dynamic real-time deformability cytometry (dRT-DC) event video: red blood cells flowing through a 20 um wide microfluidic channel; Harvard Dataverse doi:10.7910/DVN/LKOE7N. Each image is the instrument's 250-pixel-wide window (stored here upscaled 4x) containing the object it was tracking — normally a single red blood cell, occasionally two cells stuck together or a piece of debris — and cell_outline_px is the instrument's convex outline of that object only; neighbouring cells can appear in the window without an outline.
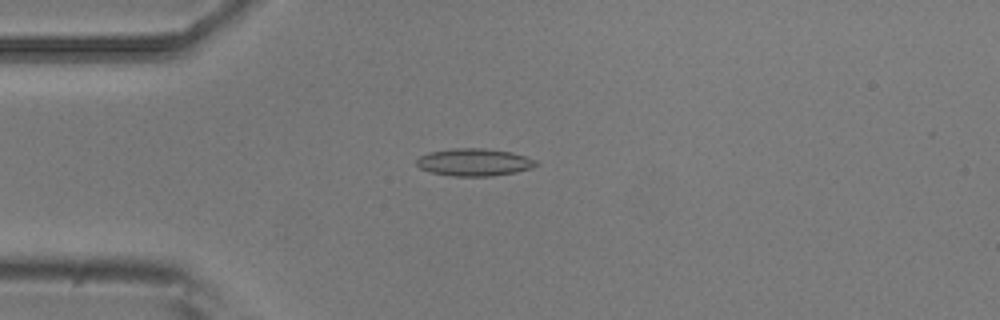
{"species": "common noctule bat (a hibernating species)", "species_latin": "Nyctalus noctula", "temperature_condition": "room temperature", "stored_images_in_passage": 6, "camera_frame_rate_fps": 3000, "um_per_image_px": 0.085, "animal": {"sex": "male", "body_mass_g": 20.5, "forearm_length_mm": 52.5}, "frame": {"image": 1, "passage_image": 3, "time_ms": 0.667, "image_size_px": [1000, 320], "cell_outline_px": [[540, 164], [532, 168], [516, 172], [492, 176], [452, 176], [432, 172], [420, 168], [416, 164], [416, 160], [420, 156], [432, 152], [452, 148], [484, 148], [512, 152], [536, 160]], "centroid_in_image_um": [40.34, 13.79], "position_along_channel_um": 44.7, "area_um2": 19.07}}
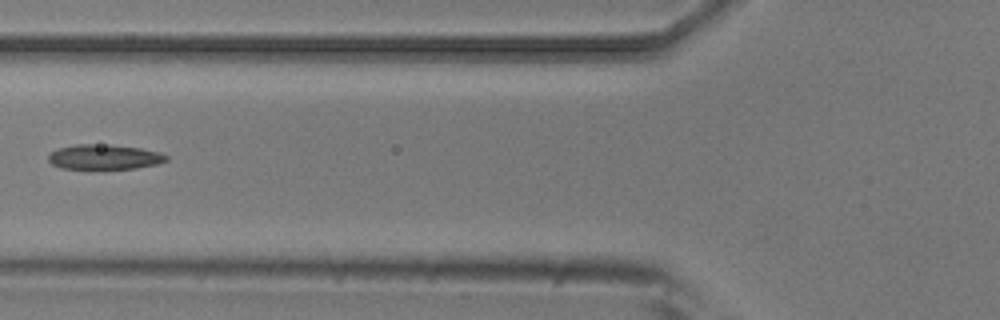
{"frame": {"image": 2, "passage_image": 5, "time_ms": 1.333, "image_size_px": [1000, 320], "cell_outline_px": [[168, 160], [156, 164], [136, 168], [60, 168], [52, 164], [48, 160], [48, 156], [56, 148], [76, 144], [92, 144], [140, 148], [160, 152], [168, 156]], "centroid_in_image_um": [8.85, 13.34], "position_along_channel_um": 117.0, "area_um2": 16.82}}
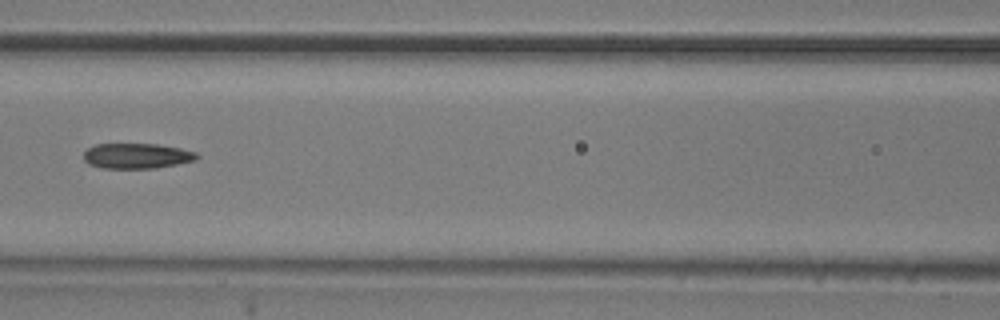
{"frame": {"image": 3, "passage_image": 6, "time_ms": 1.667, "image_size_px": [1000, 320], "cell_outline_px": [[200, 156], [196, 160], [156, 168], [104, 168], [88, 164], [84, 160], [84, 152], [88, 148], [96, 144], [156, 144], [180, 148], [196, 152]], "centroid_in_image_um": [11.63, 13.25], "position_along_channel_um": 155.0, "area_um2": 16.65}}